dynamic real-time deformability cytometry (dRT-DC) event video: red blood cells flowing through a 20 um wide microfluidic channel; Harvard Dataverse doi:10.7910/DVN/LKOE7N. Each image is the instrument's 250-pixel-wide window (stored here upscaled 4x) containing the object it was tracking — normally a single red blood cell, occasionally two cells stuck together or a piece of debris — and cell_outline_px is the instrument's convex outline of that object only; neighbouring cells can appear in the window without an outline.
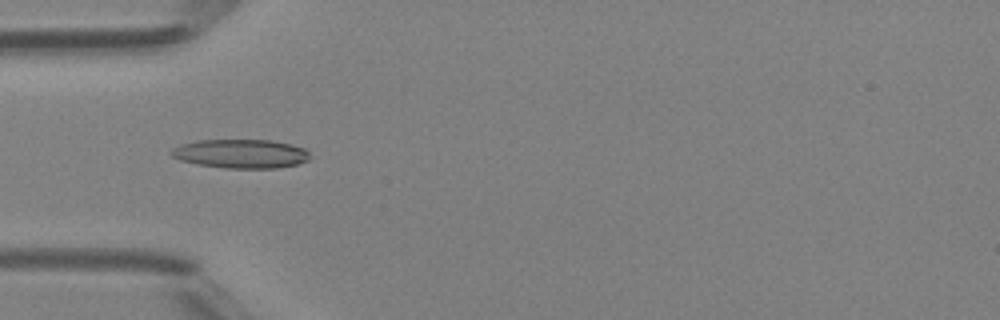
{"species": "Egyptian fruit bat (a non-hibernating species)", "species_latin": "Rousettus aegyptiacus", "temperature_condition": "room temperature", "stored_images_in_passage": 49, "camera_frame_rate_fps": 3000, "um_per_image_px": 0.085, "animal": {"sex": "female"}, "frame": {"image": 1, "passage_image": 16, "time_ms": 5.0, "image_size_px": [1000, 320], "cell_outline_px": [[308, 160], [296, 164], [276, 168], [228, 168], [196, 164], [180, 160], [172, 156], [168, 152], [172, 148], [180, 144], [196, 140], [272, 140], [292, 144], [304, 148], [308, 152]], "centroid_in_image_um": [20.42, 13.06], "position_along_channel_um": 64.6, "area_um2": 23.41}}
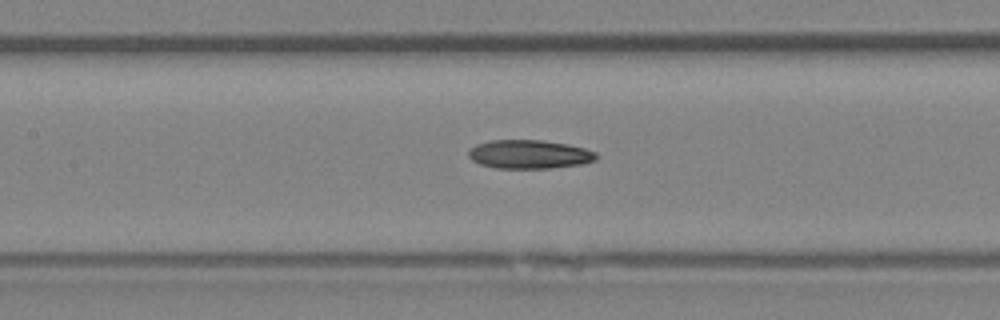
{"frame": {"image": 2, "passage_image": 23, "time_ms": 7.333, "image_size_px": [1000, 320], "cell_outline_px": [[596, 160], [580, 164], [548, 168], [496, 168], [480, 164], [472, 160], [468, 156], [468, 152], [476, 144], [488, 140], [544, 140], [568, 144], [584, 148], [596, 152]], "centroid_in_image_um": [44.97, 13.1], "position_along_channel_um": 162.4, "area_um2": 21.33}}
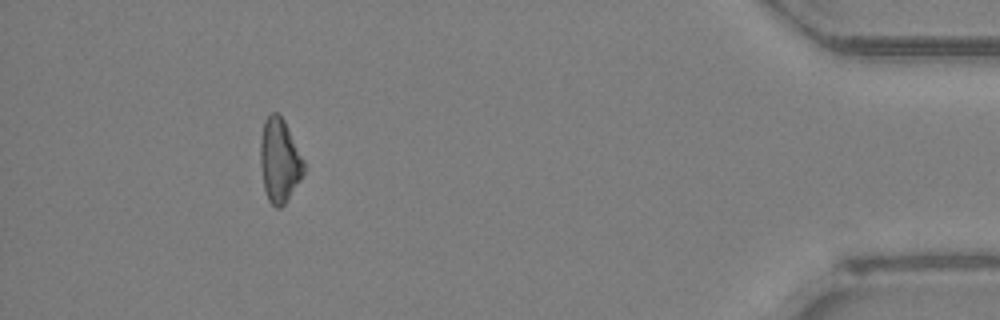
{"frame": {"image": 3, "passage_image": 45, "time_ms": 14.667, "image_size_px": [1000, 320], "cell_outline_px": [[304, 172], [300, 180], [284, 204], [280, 208], [276, 208], [268, 200], [264, 188], [260, 164], [260, 136], [264, 120], [272, 112], [276, 112], [284, 120], [304, 160]], "centroid_in_image_um": [23.74, 13.63], "position_along_channel_um": 411.5, "area_um2": 21.15}}